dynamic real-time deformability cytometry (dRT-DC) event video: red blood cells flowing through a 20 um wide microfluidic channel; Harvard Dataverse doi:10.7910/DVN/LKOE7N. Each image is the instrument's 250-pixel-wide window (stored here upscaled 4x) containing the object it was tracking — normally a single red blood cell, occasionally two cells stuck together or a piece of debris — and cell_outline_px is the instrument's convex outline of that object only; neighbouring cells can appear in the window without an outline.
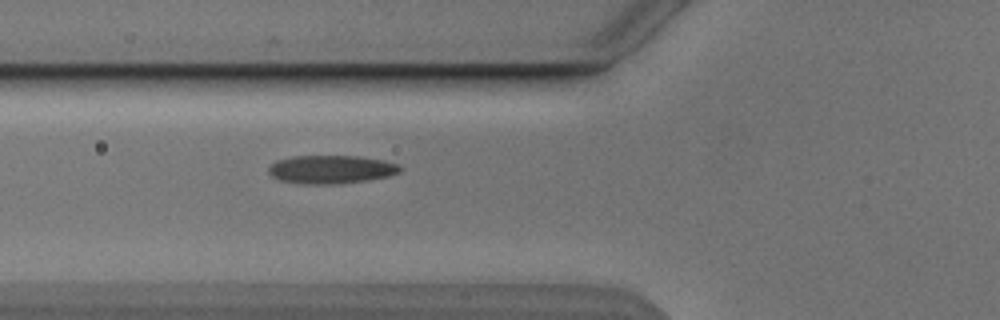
{"species": "Egyptian fruit bat (a non-hibernating species)", "species_latin": "Rousettus aegyptiacus", "temperature_condition": "cold", "stored_images_in_passage": 3, "camera_frame_rate_fps": 3000, "um_per_image_px": 0.085, "animal": {"sex": "male"}, "frame": {"image": 1, "passage_image": 3, "time_ms": 2.667, "image_size_px": [1000, 320], "cell_outline_px": [[404, 168], [400, 172], [388, 176], [368, 180], [336, 184], [304, 184], [280, 180], [272, 176], [268, 172], [268, 168], [276, 160], [292, 156], [360, 156], [384, 160], [400, 164]], "centroid_in_image_um": [28.18, 14.39], "position_along_channel_um": 97.6, "area_um2": 21.91}}